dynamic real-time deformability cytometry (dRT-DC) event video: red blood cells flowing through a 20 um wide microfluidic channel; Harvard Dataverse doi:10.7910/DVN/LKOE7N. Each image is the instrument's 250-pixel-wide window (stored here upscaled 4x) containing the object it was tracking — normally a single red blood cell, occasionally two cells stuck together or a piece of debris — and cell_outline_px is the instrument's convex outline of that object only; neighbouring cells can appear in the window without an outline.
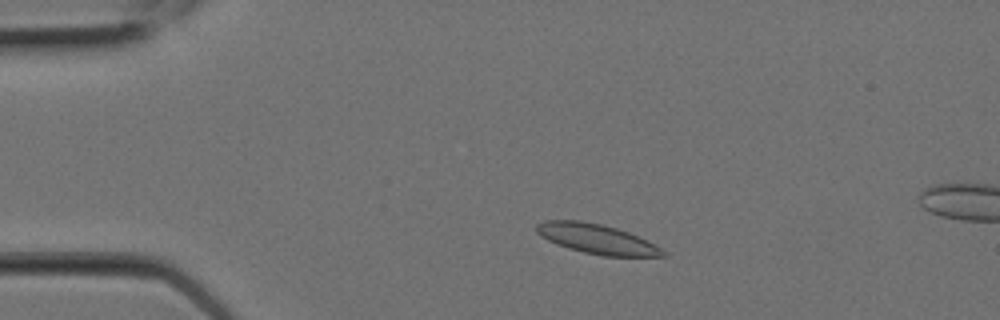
{"species": "Egyptian fruit bat (a non-hibernating species)", "species_latin": "Rousettus aegyptiacus", "temperature_condition": "room temperature", "stored_images_in_passage": 6, "camera_frame_rate_fps": 3000, "um_per_image_px": 0.085, "animal": {"sex": "female"}, "frame": {"image": 1, "passage_image": 3, "time_ms": 0.667, "image_size_px": [1000, 320], "cell_outline_px": [[668, 256], [604, 256], [584, 252], [568, 248], [556, 244], [540, 236], [536, 232], [536, 224], [544, 220], [580, 220], [600, 224], [616, 228], [628, 232], [648, 240], [660, 248]], "centroid_in_image_um": [50.69, 20.3], "position_along_channel_um": 34.3, "area_um2": 21.79}}